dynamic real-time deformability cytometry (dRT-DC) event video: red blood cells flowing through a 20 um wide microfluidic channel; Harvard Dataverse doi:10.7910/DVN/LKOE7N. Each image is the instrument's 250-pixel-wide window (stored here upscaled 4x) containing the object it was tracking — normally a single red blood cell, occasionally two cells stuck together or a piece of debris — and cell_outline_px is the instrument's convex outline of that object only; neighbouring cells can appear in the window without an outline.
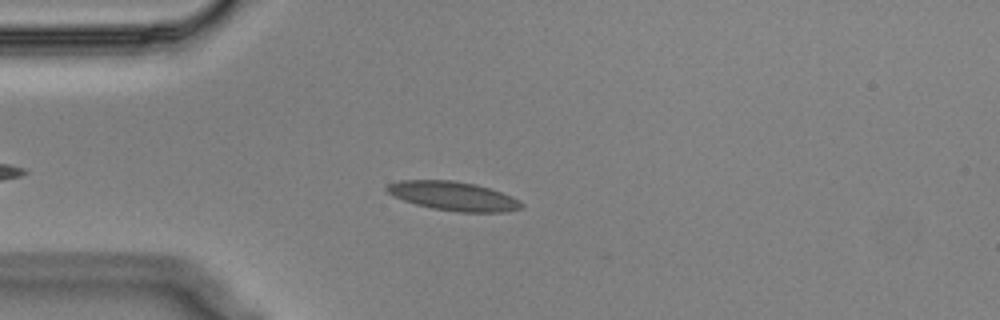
{"species": "Egyptian fruit bat (a non-hibernating species)", "species_latin": "Rousettus aegyptiacus", "temperature_condition": "cold", "stored_images_in_passage": 22, "camera_frame_rate_fps": 3000, "um_per_image_px": 0.085, "animal": {"sex": "male"}, "frame": {"image": 1, "passage_image": 7, "time_ms": 2.0, "image_size_px": [1000, 320], "cell_outline_px": [[524, 208], [508, 212], [460, 212], [432, 208], [416, 204], [404, 200], [388, 192], [384, 188], [388, 184], [400, 180], [456, 180], [476, 184], [512, 196], [520, 200], [524, 204]], "centroid_in_image_um": [38.59, 16.66], "position_along_channel_um": 46.4, "area_um2": 22.77}}
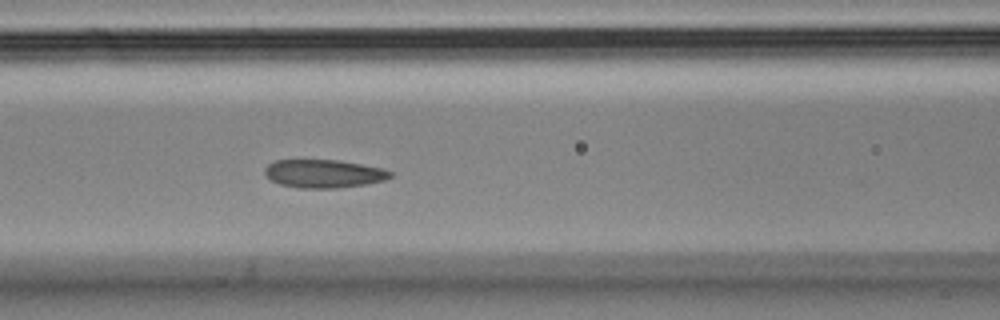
{"frame": {"image": 2, "passage_image": 16, "time_ms": 5.0, "image_size_px": [1000, 320], "cell_outline_px": [[392, 176], [384, 180], [368, 184], [340, 188], [300, 188], [280, 184], [272, 180], [264, 172], [264, 168], [268, 164], [276, 160], [336, 160], [384, 168], [392, 172]], "centroid_in_image_um": [27.54, 14.76], "position_along_channel_um": 139.1, "area_um2": 20.63}}
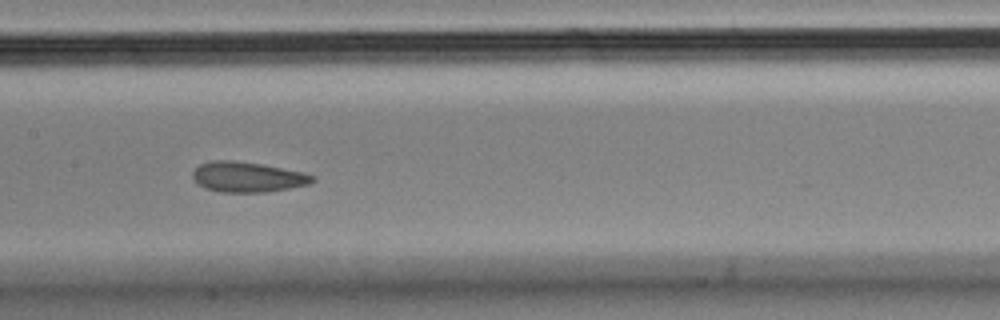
{"frame": {"image": 3, "passage_image": 20, "time_ms": 6.333, "image_size_px": [1000, 320], "cell_outline_px": [[316, 180], [308, 184], [288, 188], [264, 192], [220, 192], [204, 188], [192, 176], [192, 172], [200, 164], [212, 160], [232, 160], [260, 164], [304, 172], [316, 176]], "centroid_in_image_um": [21.05, 15.04], "position_along_channel_um": 186.4, "area_um2": 20.98}}